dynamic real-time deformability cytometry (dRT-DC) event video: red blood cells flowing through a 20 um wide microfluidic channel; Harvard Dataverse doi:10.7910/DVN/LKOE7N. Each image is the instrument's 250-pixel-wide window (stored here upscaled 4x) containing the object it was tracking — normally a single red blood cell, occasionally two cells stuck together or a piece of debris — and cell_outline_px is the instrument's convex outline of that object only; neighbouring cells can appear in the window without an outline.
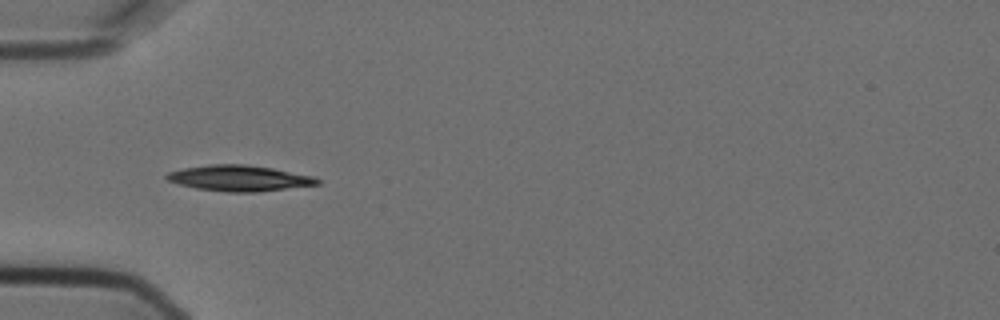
{"species": "Egyptian fruit bat (a non-hibernating species)", "species_latin": "Rousettus aegyptiacus", "temperature_condition": "cold", "stored_images_in_passage": 4, "camera_frame_rate_fps": 3000, "um_per_image_px": 0.085, "animal": {"sex": "female"}, "frame": {"image": 1, "passage_image": 4, "time_ms": 1.0, "image_size_px": [1000, 320], "cell_outline_px": [[320, 184], [256, 192], [228, 192], [196, 188], [180, 184], [168, 180], [164, 176], [168, 172], [184, 168], [208, 164], [244, 164], [272, 168], [312, 176], [320, 180]], "centroid_in_image_um": [20.32, 15.14], "position_along_channel_um": 64.7, "area_um2": 22.43}}